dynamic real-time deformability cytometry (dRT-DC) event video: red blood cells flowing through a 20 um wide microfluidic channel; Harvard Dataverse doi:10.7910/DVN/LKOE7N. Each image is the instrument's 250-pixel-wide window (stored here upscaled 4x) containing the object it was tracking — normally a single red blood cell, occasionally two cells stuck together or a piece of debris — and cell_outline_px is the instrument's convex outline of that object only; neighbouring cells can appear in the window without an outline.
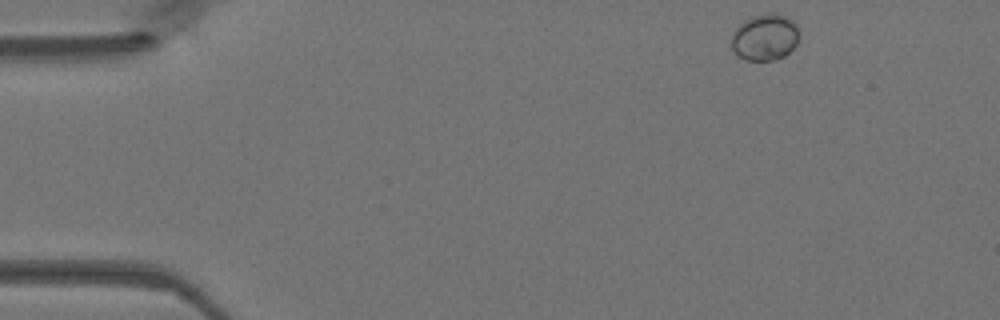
{"species": "Egyptian fruit bat (a non-hibernating species)", "species_latin": "Rousettus aegyptiacus", "temperature_condition": "warm", "stored_images_in_passage": 44, "camera_frame_rate_fps": 3000, "um_per_image_px": 0.085, "animal": {"sex": "female"}, "frame": {"image": 1, "passage_image": 1, "time_ms": 0.0, "image_size_px": [1000, 320], "cell_outline_px": [[800, 36], [796, 44], [784, 56], [776, 60], [744, 60], [736, 56], [732, 48], [732, 32], [744, 20], [752, 16], [784, 16], [792, 20], [800, 28]], "centroid_in_image_um": [65.01, 3.22], "position_along_channel_um": 20.0, "area_um2": 18.15}}
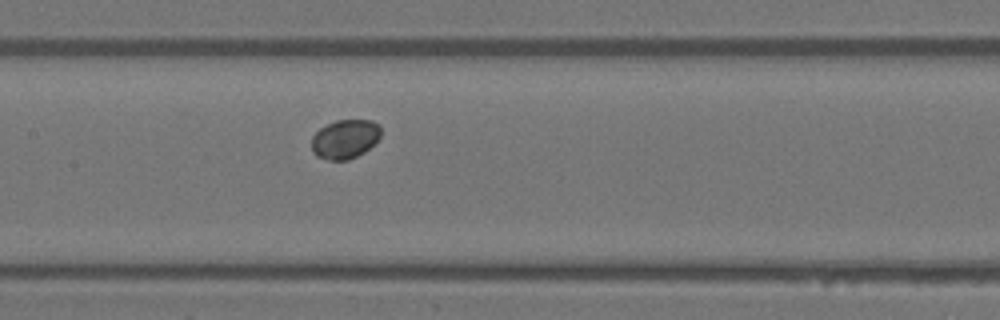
{"frame": {"image": 2, "passage_image": 19, "time_ms": 6.0, "image_size_px": [1000, 320], "cell_outline_px": [[380, 136], [364, 152], [348, 160], [328, 160], [316, 156], [312, 152], [312, 136], [320, 128], [336, 120], [372, 120], [380, 124]], "centroid_in_image_um": [29.31, 11.82], "position_along_channel_um": 178.1, "area_um2": 15.72}}
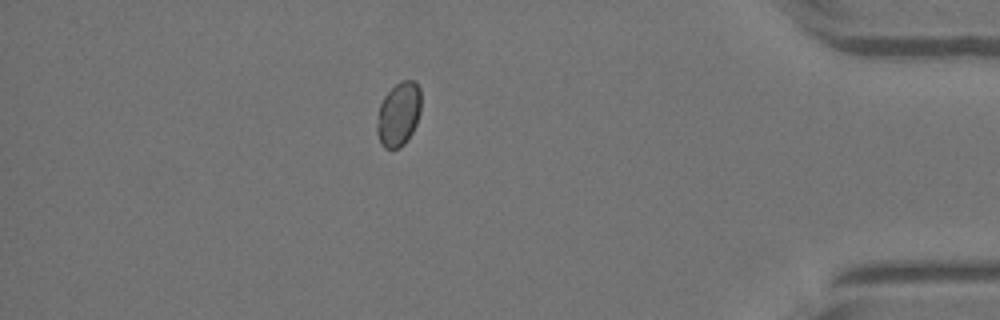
{"frame": {"image": 3, "passage_image": 38, "time_ms": 12.333, "image_size_px": [1000, 320], "cell_outline_px": [[420, 112], [416, 124], [408, 140], [400, 148], [384, 148], [380, 144], [376, 132], [376, 124], [380, 104], [384, 96], [400, 80], [412, 80], [420, 88]], "centroid_in_image_um": [33.87, 9.72], "position_along_channel_um": 401.3, "area_um2": 16.53}}